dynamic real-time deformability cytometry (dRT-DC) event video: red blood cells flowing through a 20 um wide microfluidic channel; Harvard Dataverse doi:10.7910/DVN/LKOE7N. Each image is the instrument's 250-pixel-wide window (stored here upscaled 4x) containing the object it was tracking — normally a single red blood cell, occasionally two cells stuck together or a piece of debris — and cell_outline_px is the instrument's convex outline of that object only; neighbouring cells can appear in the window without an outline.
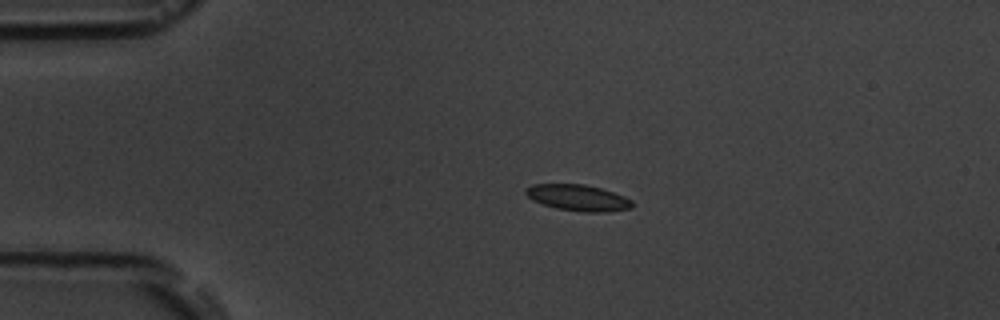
{"species": "common noctule bat (a hibernating species)", "species_latin": "Nyctalus noctula", "temperature_condition": "room temperature", "stored_images_in_passage": 3, "camera_frame_rate_fps": 3000, "um_per_image_px": 0.085, "animal": {"sex": "male", "body_mass_g": 19.5, "forearm_length_mm": 54.6}, "frame": {"image": 1, "passage_image": 2, "time_ms": 1.0, "image_size_px": [1000, 320], "cell_outline_px": [[632, 208], [604, 212], [584, 212], [556, 208], [532, 200], [524, 192], [524, 188], [532, 184], [584, 184], [600, 188], [624, 196], [632, 200]], "centroid_in_image_um": [49.1, 16.8], "position_along_channel_um": 35.9, "area_um2": 16.18}}